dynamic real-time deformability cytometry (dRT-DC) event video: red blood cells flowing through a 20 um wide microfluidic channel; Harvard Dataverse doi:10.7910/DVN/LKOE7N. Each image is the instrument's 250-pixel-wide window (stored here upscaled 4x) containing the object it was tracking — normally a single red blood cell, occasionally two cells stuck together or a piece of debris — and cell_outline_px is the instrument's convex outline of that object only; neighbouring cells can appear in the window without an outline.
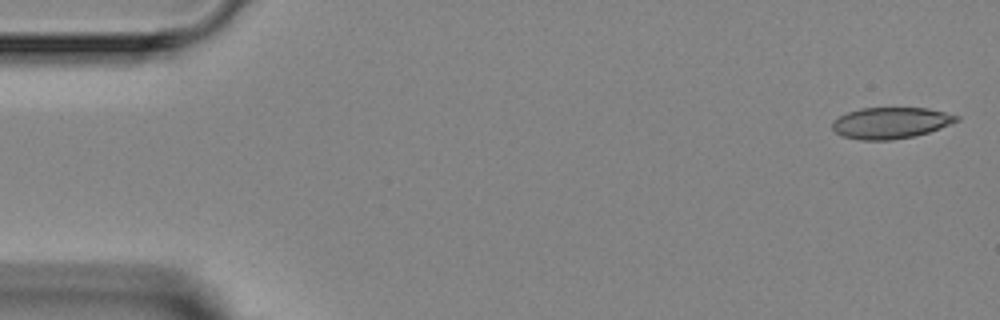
{"species": "Egyptian fruit bat (a non-hibernating species)", "species_latin": "Rousettus aegyptiacus", "temperature_condition": "room temperature", "stored_images_in_passage": 7, "camera_frame_rate_fps": 3000, "um_per_image_px": 0.085, "animal": {"sex": "female"}, "frame": {"image": 1, "passage_image": 1, "time_ms": 0.0, "image_size_px": [1000, 320], "cell_outline_px": [[960, 120], [940, 128], [928, 132], [912, 136], [888, 140], [860, 140], [840, 136], [832, 128], [832, 124], [840, 116], [848, 112], [860, 108], [928, 108], [960, 116]], "centroid_in_image_um": [75.71, 10.45], "position_along_channel_um": 9.3, "area_um2": 22.48}}
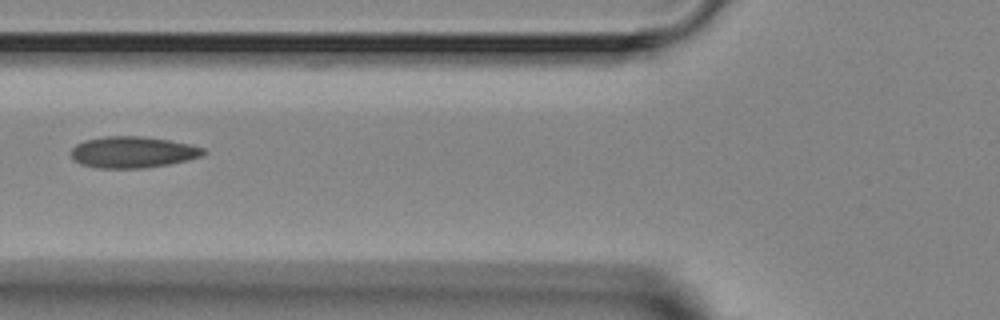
{"frame": {"image": 2, "passage_image": 5, "time_ms": 5.667, "image_size_px": [1000, 320], "cell_outline_px": [[208, 152], [204, 156], [188, 160], [168, 164], [144, 168], [96, 168], [80, 164], [72, 160], [72, 148], [76, 144], [84, 140], [104, 136], [140, 136], [168, 140], [188, 144], [204, 148]], "centroid_in_image_um": [11.28, 12.94], "position_along_channel_um": 114.5, "area_um2": 24.33}}
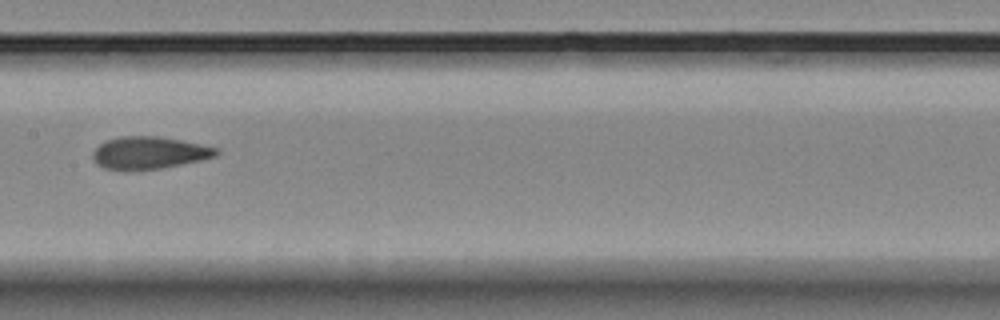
{"frame": {"image": 3, "passage_image": 7, "time_ms": 7.667, "image_size_px": [1000, 320], "cell_outline_px": [[220, 152], [216, 156], [200, 160], [160, 168], [136, 172], [124, 172], [104, 168], [96, 164], [92, 156], [92, 152], [100, 144], [108, 140], [120, 136], [156, 136], [180, 140], [220, 148]], "centroid_in_image_um": [12.64, 13.02], "position_along_channel_um": 194.8, "area_um2": 23.64}}